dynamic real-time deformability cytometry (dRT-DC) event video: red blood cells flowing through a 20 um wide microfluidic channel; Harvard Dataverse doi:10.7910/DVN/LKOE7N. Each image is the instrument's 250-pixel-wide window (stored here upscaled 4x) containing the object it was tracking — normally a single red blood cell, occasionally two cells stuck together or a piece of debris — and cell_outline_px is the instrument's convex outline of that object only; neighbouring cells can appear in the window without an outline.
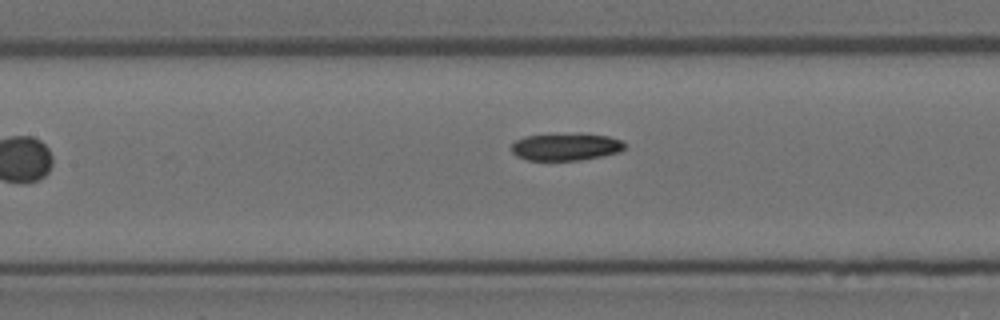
{"species": "Egyptian fruit bat (a non-hibernating species)", "species_latin": "Rousettus aegyptiacus", "temperature_condition": "room temperature", "stored_images_in_passage": 8, "camera_frame_rate_fps": 3000, "um_per_image_px": 0.085, "animal": {"sex": "female"}, "frame": {"image": 1, "passage_image": 8, "time_ms": 2.333, "image_size_px": [1000, 320], "cell_outline_px": [[624, 148], [620, 152], [580, 160], [528, 160], [516, 156], [512, 152], [512, 144], [516, 140], [524, 136], [580, 132], [608, 136], [624, 140]], "centroid_in_image_um": [48.11, 12.45], "position_along_channel_um": 159.3, "area_um2": 18.32}}